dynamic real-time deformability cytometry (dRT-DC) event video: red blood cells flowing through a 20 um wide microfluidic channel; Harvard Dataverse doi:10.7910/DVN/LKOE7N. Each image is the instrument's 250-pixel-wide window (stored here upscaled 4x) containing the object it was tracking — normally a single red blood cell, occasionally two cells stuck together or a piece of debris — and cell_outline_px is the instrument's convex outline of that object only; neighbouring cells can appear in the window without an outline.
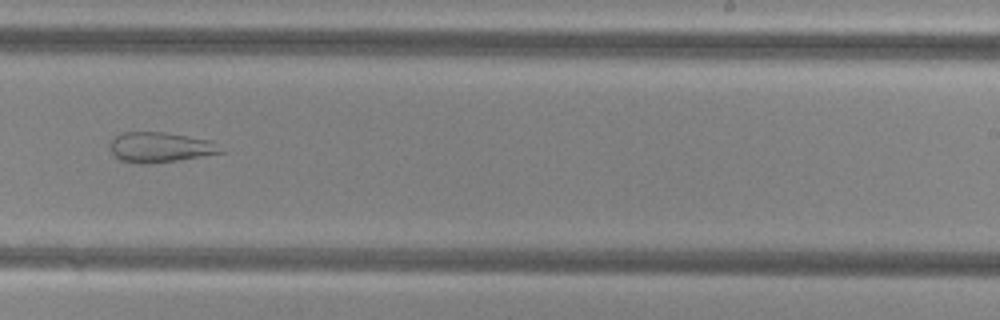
{"species": "common noctule bat (a hibernating species)", "species_latin": "Nyctalus noctula", "temperature_condition": "cold", "stored_images_in_passage": 42, "camera_frame_rate_fps": 3000, "um_per_image_px": 0.085, "animal": {"sex": "female", "body_mass_g": 29.2, "forearm_length_mm": 56.3}, "frame": {"image": 1, "passage_image": 22, "time_ms": 7.0, "image_size_px": [1000, 320], "cell_outline_px": [[228, 152], [180, 160], [152, 164], [140, 164], [120, 160], [112, 152], [108, 144], [116, 136], [124, 132], [164, 132], [212, 140]], "centroid_in_image_um": [13.67, 12.53], "position_along_channel_um": 275.3, "area_um2": 19.77}}
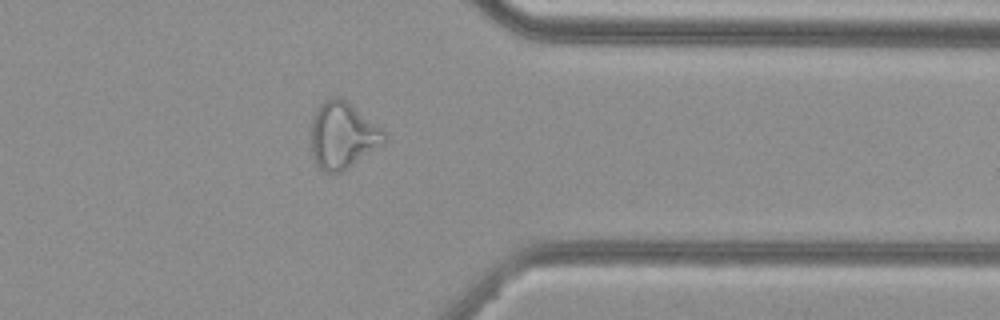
{"frame": {"image": 2, "passage_image": 31, "time_ms": 10.0, "image_size_px": [1000, 320], "cell_outline_px": [[388, 140], [384, 144], [348, 168], [340, 172], [324, 172], [316, 164], [312, 156], [312, 120], [320, 104], [332, 96], [340, 96], [380, 128], [388, 136]], "centroid_in_image_um": [29.13, 11.53], "position_along_channel_um": 382.3, "area_um2": 28.03}}
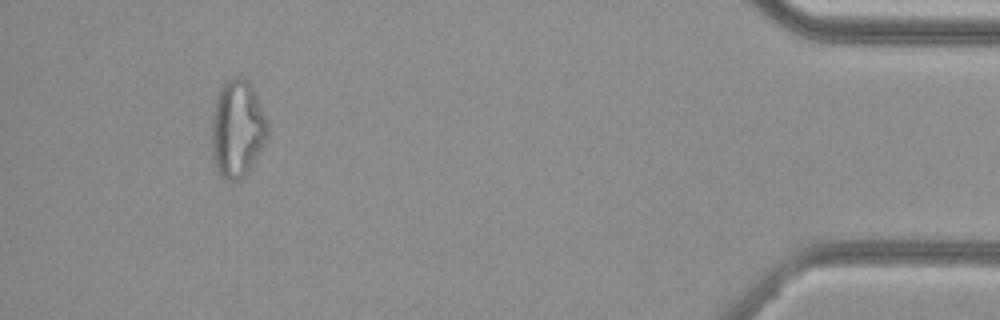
{"frame": {"image": 3, "passage_image": 38, "time_ms": 12.333, "image_size_px": [1000, 320], "cell_outline_px": [[268, 132], [248, 172], [240, 180], [224, 180], [220, 176], [216, 168], [212, 152], [212, 116], [216, 96], [224, 80], [236, 76], [240, 76], [248, 80], [268, 120]], "centroid_in_image_um": [20.14, 10.92], "position_along_channel_um": 415.1, "area_um2": 31.62}, "authors_computed_cell_mechanics": {"area_um2": 28.4087, "velocity_mm_per_s": 3.8314, "shape_relaxation_time_tau1_ms": null, "shape_relaxation_time_tau2_ms": 2.1811, "deformation_change_tau1": null, "deformation_change_tau2": 0.1066}}